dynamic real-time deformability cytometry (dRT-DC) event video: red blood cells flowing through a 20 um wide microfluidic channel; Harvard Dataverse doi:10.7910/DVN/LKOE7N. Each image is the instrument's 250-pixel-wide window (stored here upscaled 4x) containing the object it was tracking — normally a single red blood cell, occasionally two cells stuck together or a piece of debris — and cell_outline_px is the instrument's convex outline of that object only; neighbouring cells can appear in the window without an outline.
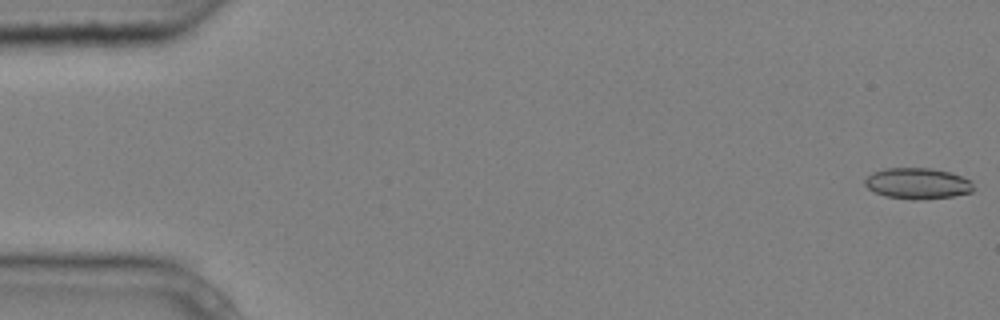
{"species": "common noctule bat (a hibernating species)", "species_latin": "Nyctalus noctula", "temperature_condition": "cold", "stored_images_in_passage": 5, "camera_frame_rate_fps": 3000, "um_per_image_px": 0.085, "animal": {"sex": "male", "body_mass_g": 20.4}, "frame": {"image": 1, "passage_image": 1, "time_ms": 0.0, "image_size_px": [1000, 320], "cell_outline_px": [[972, 192], [952, 196], [920, 200], [912, 200], [884, 196], [868, 188], [864, 184], [864, 180], [872, 172], [884, 168], [932, 168], [948, 172], [972, 180]], "centroid_in_image_um": [77.97, 15.59], "position_along_channel_um": 7.0, "area_um2": 19.65}}
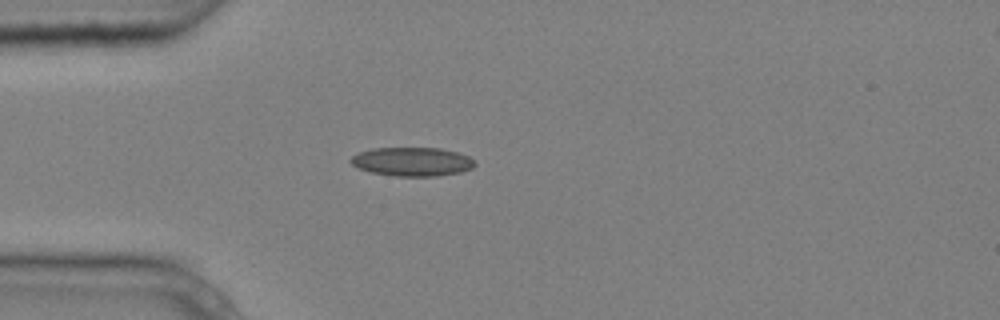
{"frame": {"image": 2, "passage_image": 5, "time_ms": 1.333, "image_size_px": [1000, 320], "cell_outline_px": [[476, 164], [472, 168], [460, 172], [436, 176], [396, 176], [372, 172], [360, 168], [352, 164], [348, 160], [352, 156], [360, 152], [372, 148], [440, 148], [456, 152], [468, 156], [476, 160]], "centroid_in_image_um": [35.05, 13.74], "position_along_channel_um": 49.9, "area_um2": 20.75}}